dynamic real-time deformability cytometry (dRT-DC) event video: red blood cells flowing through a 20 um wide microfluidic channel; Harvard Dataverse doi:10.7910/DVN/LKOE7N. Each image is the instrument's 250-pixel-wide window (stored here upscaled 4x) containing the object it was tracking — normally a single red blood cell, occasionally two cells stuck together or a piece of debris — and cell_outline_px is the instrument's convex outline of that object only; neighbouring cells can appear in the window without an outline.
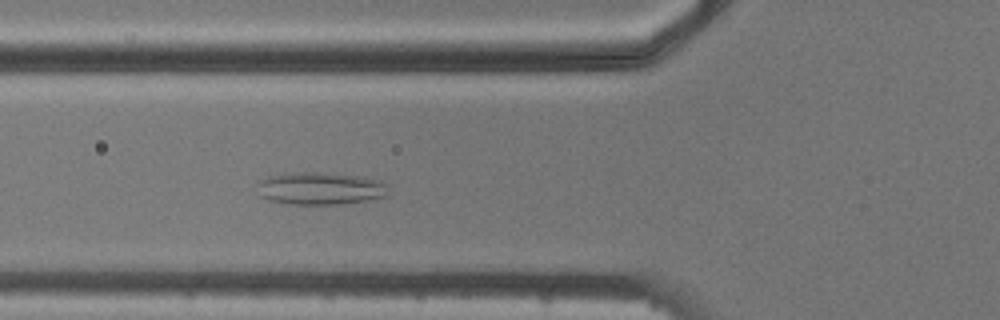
{"species": "common noctule bat (a hibernating species)", "species_latin": "Nyctalus noctula", "temperature_condition": "cold", "stored_images_in_passage": 5, "camera_frame_rate_fps": 3000, "um_per_image_px": 0.085, "animal": {"sex": "male", "body_mass_g": 20.5, "forearm_length_mm": 52.5}, "frame": {"image": 1, "passage_image": 5, "time_ms": 4.333, "image_size_px": [1000, 320], "cell_outline_px": [[388, 196], [368, 200], [340, 204], [288, 204], [268, 200], [260, 196], [256, 184], [260, 180], [268, 176], [284, 172], [336, 172], [364, 176], [380, 180], [388, 184]], "centroid_in_image_um": [27.24, 15.99], "position_along_channel_um": 98.6, "area_um2": 25.66}}